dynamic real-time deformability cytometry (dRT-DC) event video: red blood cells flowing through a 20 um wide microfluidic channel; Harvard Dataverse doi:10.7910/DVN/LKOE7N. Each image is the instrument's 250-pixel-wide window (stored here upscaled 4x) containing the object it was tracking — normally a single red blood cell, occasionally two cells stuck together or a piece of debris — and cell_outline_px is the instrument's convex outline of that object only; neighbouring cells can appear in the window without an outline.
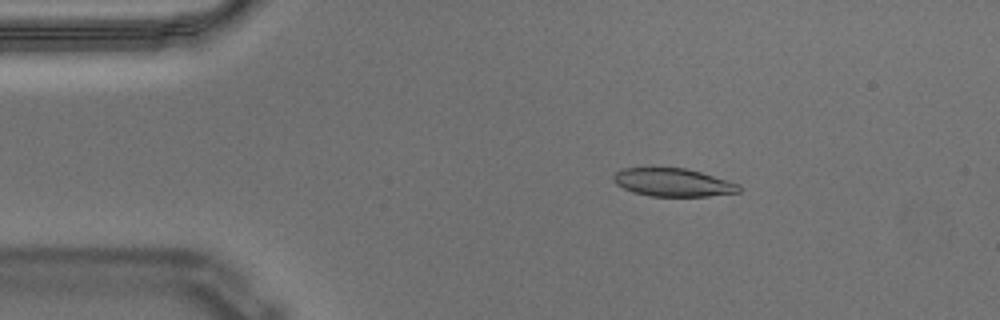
{"species": "Egyptian fruit bat (a non-hibernating species)", "species_latin": "Rousettus aegyptiacus", "temperature_condition": "warm", "stored_images_in_passage": 56, "camera_frame_rate_fps": 3000, "um_per_image_px": 0.085, "animal": {"sex": "male"}, "frame": {"image": 1, "passage_image": 9, "time_ms": 2.667, "image_size_px": [1000, 320], "cell_outline_px": [[740, 192], [708, 196], [648, 196], [632, 192], [616, 184], [612, 180], [612, 176], [620, 168], [648, 164], [688, 168], [740, 184]], "centroid_in_image_um": [57.1, 15.44], "position_along_channel_um": 27.9, "area_um2": 21.62}}
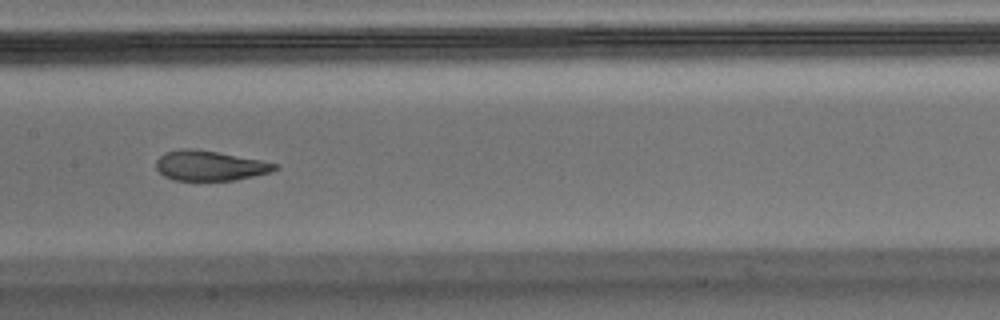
{"frame": {"image": 2, "passage_image": 27, "time_ms": 8.667, "image_size_px": [1000, 320], "cell_outline_px": [[280, 168], [268, 172], [236, 180], [172, 180], [164, 176], [156, 168], [156, 160], [164, 152], [184, 148], [192, 148], [264, 160], [280, 164]], "centroid_in_image_um": [17.84, 14.07], "position_along_channel_um": 189.6, "area_um2": 20.81}}
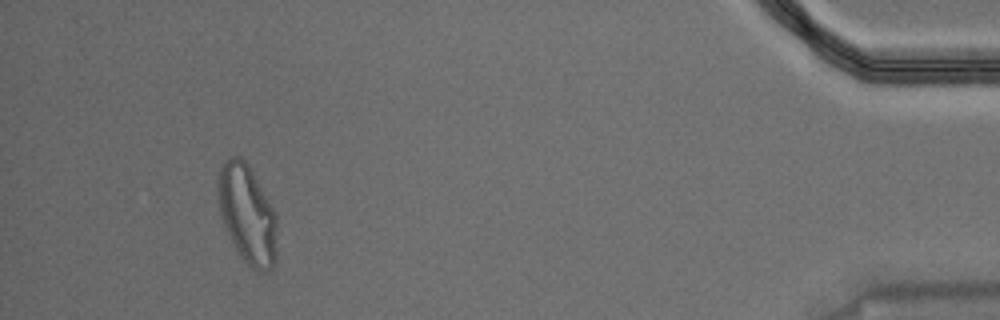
{"frame": {"image": 3, "passage_image": 52, "time_ms": 17.0, "image_size_px": [1000, 320], "cell_outline_px": [[276, 256], [272, 268], [268, 272], [260, 272], [252, 268], [244, 260], [236, 248], [224, 228], [220, 212], [216, 188], [216, 180], [220, 164], [224, 160], [232, 156], [240, 156], [248, 164], [276, 212]], "centroid_in_image_um": [20.99, 18.17], "position_along_channel_um": 414.2, "area_um2": 34.33}, "authors_computed_cell_mechanics": {"area_um2": 21.8195, "velocity_mm_per_s": 3.5294, "shape_relaxation_time_tau1_ms": 6.5406, "shape_relaxation_time_tau2_ms": 1.4065, "deformation_change_tau1": 0.2323, "deformation_change_tau2": 0.0762}}